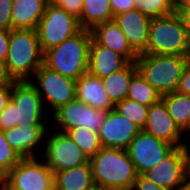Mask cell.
<instances>
[{
  "label": "cell",
  "mask_w": 190,
  "mask_h": 190,
  "mask_svg": "<svg viewBox=\"0 0 190 190\" xmlns=\"http://www.w3.org/2000/svg\"><path fill=\"white\" fill-rule=\"evenodd\" d=\"M12 3L13 0H0V28L12 30Z\"/></svg>",
  "instance_id": "32"
},
{
  "label": "cell",
  "mask_w": 190,
  "mask_h": 190,
  "mask_svg": "<svg viewBox=\"0 0 190 190\" xmlns=\"http://www.w3.org/2000/svg\"><path fill=\"white\" fill-rule=\"evenodd\" d=\"M40 48L46 50L60 45L81 30L78 19L59 6H48L38 24Z\"/></svg>",
  "instance_id": "8"
},
{
  "label": "cell",
  "mask_w": 190,
  "mask_h": 190,
  "mask_svg": "<svg viewBox=\"0 0 190 190\" xmlns=\"http://www.w3.org/2000/svg\"><path fill=\"white\" fill-rule=\"evenodd\" d=\"M189 133V134H188ZM186 135H189V136H186ZM185 142H184V149H185V153L187 155V159H188V162H189V169H190V131H188L186 134H185ZM188 137V138H187ZM187 139V140H186ZM189 141V142H188Z\"/></svg>",
  "instance_id": "42"
},
{
  "label": "cell",
  "mask_w": 190,
  "mask_h": 190,
  "mask_svg": "<svg viewBox=\"0 0 190 190\" xmlns=\"http://www.w3.org/2000/svg\"><path fill=\"white\" fill-rule=\"evenodd\" d=\"M37 30L12 29L5 66L13 81H29L43 64Z\"/></svg>",
  "instance_id": "2"
},
{
  "label": "cell",
  "mask_w": 190,
  "mask_h": 190,
  "mask_svg": "<svg viewBox=\"0 0 190 190\" xmlns=\"http://www.w3.org/2000/svg\"><path fill=\"white\" fill-rule=\"evenodd\" d=\"M2 180H3V178L0 176V186H1Z\"/></svg>",
  "instance_id": "46"
},
{
  "label": "cell",
  "mask_w": 190,
  "mask_h": 190,
  "mask_svg": "<svg viewBox=\"0 0 190 190\" xmlns=\"http://www.w3.org/2000/svg\"><path fill=\"white\" fill-rule=\"evenodd\" d=\"M89 190H112V189H109L108 187L102 185L94 184Z\"/></svg>",
  "instance_id": "44"
},
{
  "label": "cell",
  "mask_w": 190,
  "mask_h": 190,
  "mask_svg": "<svg viewBox=\"0 0 190 190\" xmlns=\"http://www.w3.org/2000/svg\"><path fill=\"white\" fill-rule=\"evenodd\" d=\"M48 129L49 127H34L29 123H21L3 133L13 150L24 159L41 156Z\"/></svg>",
  "instance_id": "14"
},
{
  "label": "cell",
  "mask_w": 190,
  "mask_h": 190,
  "mask_svg": "<svg viewBox=\"0 0 190 190\" xmlns=\"http://www.w3.org/2000/svg\"><path fill=\"white\" fill-rule=\"evenodd\" d=\"M161 97V94L139 72L131 78L126 98L150 106L158 102Z\"/></svg>",
  "instance_id": "26"
},
{
  "label": "cell",
  "mask_w": 190,
  "mask_h": 190,
  "mask_svg": "<svg viewBox=\"0 0 190 190\" xmlns=\"http://www.w3.org/2000/svg\"><path fill=\"white\" fill-rule=\"evenodd\" d=\"M93 185L90 162L54 172L55 190H89Z\"/></svg>",
  "instance_id": "22"
},
{
  "label": "cell",
  "mask_w": 190,
  "mask_h": 190,
  "mask_svg": "<svg viewBox=\"0 0 190 190\" xmlns=\"http://www.w3.org/2000/svg\"><path fill=\"white\" fill-rule=\"evenodd\" d=\"M175 11H190V0H178L175 3Z\"/></svg>",
  "instance_id": "41"
},
{
  "label": "cell",
  "mask_w": 190,
  "mask_h": 190,
  "mask_svg": "<svg viewBox=\"0 0 190 190\" xmlns=\"http://www.w3.org/2000/svg\"><path fill=\"white\" fill-rule=\"evenodd\" d=\"M45 8L43 0H13L12 29L36 30Z\"/></svg>",
  "instance_id": "21"
},
{
  "label": "cell",
  "mask_w": 190,
  "mask_h": 190,
  "mask_svg": "<svg viewBox=\"0 0 190 190\" xmlns=\"http://www.w3.org/2000/svg\"><path fill=\"white\" fill-rule=\"evenodd\" d=\"M114 18L110 0H83V10L78 18L81 29L92 30L96 25Z\"/></svg>",
  "instance_id": "24"
},
{
  "label": "cell",
  "mask_w": 190,
  "mask_h": 190,
  "mask_svg": "<svg viewBox=\"0 0 190 190\" xmlns=\"http://www.w3.org/2000/svg\"><path fill=\"white\" fill-rule=\"evenodd\" d=\"M189 52L190 38L176 11L167 16L152 18L144 53L188 56Z\"/></svg>",
  "instance_id": "5"
},
{
  "label": "cell",
  "mask_w": 190,
  "mask_h": 190,
  "mask_svg": "<svg viewBox=\"0 0 190 190\" xmlns=\"http://www.w3.org/2000/svg\"><path fill=\"white\" fill-rule=\"evenodd\" d=\"M93 182L112 190H131L137 172L127 149L102 147L89 159Z\"/></svg>",
  "instance_id": "1"
},
{
  "label": "cell",
  "mask_w": 190,
  "mask_h": 190,
  "mask_svg": "<svg viewBox=\"0 0 190 190\" xmlns=\"http://www.w3.org/2000/svg\"><path fill=\"white\" fill-rule=\"evenodd\" d=\"M57 6L65 9L78 19L83 10V0H61Z\"/></svg>",
  "instance_id": "34"
},
{
  "label": "cell",
  "mask_w": 190,
  "mask_h": 190,
  "mask_svg": "<svg viewBox=\"0 0 190 190\" xmlns=\"http://www.w3.org/2000/svg\"><path fill=\"white\" fill-rule=\"evenodd\" d=\"M143 130L175 147L184 146L185 134L175 124L162 99L149 106Z\"/></svg>",
  "instance_id": "16"
},
{
  "label": "cell",
  "mask_w": 190,
  "mask_h": 190,
  "mask_svg": "<svg viewBox=\"0 0 190 190\" xmlns=\"http://www.w3.org/2000/svg\"><path fill=\"white\" fill-rule=\"evenodd\" d=\"M113 20L125 34L131 48L137 54L144 53L147 49L152 18L133 9L114 16Z\"/></svg>",
  "instance_id": "17"
},
{
  "label": "cell",
  "mask_w": 190,
  "mask_h": 190,
  "mask_svg": "<svg viewBox=\"0 0 190 190\" xmlns=\"http://www.w3.org/2000/svg\"><path fill=\"white\" fill-rule=\"evenodd\" d=\"M182 20L183 26L190 38V11H176Z\"/></svg>",
  "instance_id": "39"
},
{
  "label": "cell",
  "mask_w": 190,
  "mask_h": 190,
  "mask_svg": "<svg viewBox=\"0 0 190 190\" xmlns=\"http://www.w3.org/2000/svg\"><path fill=\"white\" fill-rule=\"evenodd\" d=\"M11 101L16 105L17 126L29 123L34 127H50L41 96L29 81L12 82Z\"/></svg>",
  "instance_id": "12"
},
{
  "label": "cell",
  "mask_w": 190,
  "mask_h": 190,
  "mask_svg": "<svg viewBox=\"0 0 190 190\" xmlns=\"http://www.w3.org/2000/svg\"><path fill=\"white\" fill-rule=\"evenodd\" d=\"M92 37L101 45L123 55L129 62H135L138 54L128 44L123 31L114 20L96 25Z\"/></svg>",
  "instance_id": "19"
},
{
  "label": "cell",
  "mask_w": 190,
  "mask_h": 190,
  "mask_svg": "<svg viewBox=\"0 0 190 190\" xmlns=\"http://www.w3.org/2000/svg\"><path fill=\"white\" fill-rule=\"evenodd\" d=\"M46 7L48 6H57L61 0H43Z\"/></svg>",
  "instance_id": "43"
},
{
  "label": "cell",
  "mask_w": 190,
  "mask_h": 190,
  "mask_svg": "<svg viewBox=\"0 0 190 190\" xmlns=\"http://www.w3.org/2000/svg\"><path fill=\"white\" fill-rule=\"evenodd\" d=\"M113 16L135 9L134 0H110Z\"/></svg>",
  "instance_id": "35"
},
{
  "label": "cell",
  "mask_w": 190,
  "mask_h": 190,
  "mask_svg": "<svg viewBox=\"0 0 190 190\" xmlns=\"http://www.w3.org/2000/svg\"><path fill=\"white\" fill-rule=\"evenodd\" d=\"M54 173L41 157L24 158L4 177L0 189L50 190Z\"/></svg>",
  "instance_id": "7"
},
{
  "label": "cell",
  "mask_w": 190,
  "mask_h": 190,
  "mask_svg": "<svg viewBox=\"0 0 190 190\" xmlns=\"http://www.w3.org/2000/svg\"><path fill=\"white\" fill-rule=\"evenodd\" d=\"M12 83L0 85V113L6 108L11 100Z\"/></svg>",
  "instance_id": "38"
},
{
  "label": "cell",
  "mask_w": 190,
  "mask_h": 190,
  "mask_svg": "<svg viewBox=\"0 0 190 190\" xmlns=\"http://www.w3.org/2000/svg\"><path fill=\"white\" fill-rule=\"evenodd\" d=\"M76 98L99 110L110 111L115 105L106 93L102 79L89 73L76 80Z\"/></svg>",
  "instance_id": "20"
},
{
  "label": "cell",
  "mask_w": 190,
  "mask_h": 190,
  "mask_svg": "<svg viewBox=\"0 0 190 190\" xmlns=\"http://www.w3.org/2000/svg\"><path fill=\"white\" fill-rule=\"evenodd\" d=\"M13 80L7 73L5 62L0 60V85L12 83Z\"/></svg>",
  "instance_id": "40"
},
{
  "label": "cell",
  "mask_w": 190,
  "mask_h": 190,
  "mask_svg": "<svg viewBox=\"0 0 190 190\" xmlns=\"http://www.w3.org/2000/svg\"><path fill=\"white\" fill-rule=\"evenodd\" d=\"M114 109L118 111L122 116L132 121L141 130L144 129L147 121L149 106L125 98L122 101L117 102L114 105Z\"/></svg>",
  "instance_id": "28"
},
{
  "label": "cell",
  "mask_w": 190,
  "mask_h": 190,
  "mask_svg": "<svg viewBox=\"0 0 190 190\" xmlns=\"http://www.w3.org/2000/svg\"><path fill=\"white\" fill-rule=\"evenodd\" d=\"M10 31L0 28V60L5 62L8 54Z\"/></svg>",
  "instance_id": "37"
},
{
  "label": "cell",
  "mask_w": 190,
  "mask_h": 190,
  "mask_svg": "<svg viewBox=\"0 0 190 190\" xmlns=\"http://www.w3.org/2000/svg\"><path fill=\"white\" fill-rule=\"evenodd\" d=\"M107 113L108 111L96 109L75 98L50 116V126L64 133L76 127H85L98 133Z\"/></svg>",
  "instance_id": "10"
},
{
  "label": "cell",
  "mask_w": 190,
  "mask_h": 190,
  "mask_svg": "<svg viewBox=\"0 0 190 190\" xmlns=\"http://www.w3.org/2000/svg\"><path fill=\"white\" fill-rule=\"evenodd\" d=\"M81 149L85 156L90 159L102 148L97 132L85 127H76L65 132Z\"/></svg>",
  "instance_id": "27"
},
{
  "label": "cell",
  "mask_w": 190,
  "mask_h": 190,
  "mask_svg": "<svg viewBox=\"0 0 190 190\" xmlns=\"http://www.w3.org/2000/svg\"><path fill=\"white\" fill-rule=\"evenodd\" d=\"M91 30L81 29L60 45L48 49L43 55V64L63 76L77 80L88 73Z\"/></svg>",
  "instance_id": "3"
},
{
  "label": "cell",
  "mask_w": 190,
  "mask_h": 190,
  "mask_svg": "<svg viewBox=\"0 0 190 190\" xmlns=\"http://www.w3.org/2000/svg\"><path fill=\"white\" fill-rule=\"evenodd\" d=\"M137 72L135 62H129L123 69L113 72L102 79L104 89L114 104L127 97L131 78Z\"/></svg>",
  "instance_id": "23"
},
{
  "label": "cell",
  "mask_w": 190,
  "mask_h": 190,
  "mask_svg": "<svg viewBox=\"0 0 190 190\" xmlns=\"http://www.w3.org/2000/svg\"><path fill=\"white\" fill-rule=\"evenodd\" d=\"M188 62V56L141 53L135 64L142 77L162 96L177 91Z\"/></svg>",
  "instance_id": "4"
},
{
  "label": "cell",
  "mask_w": 190,
  "mask_h": 190,
  "mask_svg": "<svg viewBox=\"0 0 190 190\" xmlns=\"http://www.w3.org/2000/svg\"><path fill=\"white\" fill-rule=\"evenodd\" d=\"M129 61L121 54L99 44L93 37L89 45L88 73L103 79L123 69Z\"/></svg>",
  "instance_id": "18"
},
{
  "label": "cell",
  "mask_w": 190,
  "mask_h": 190,
  "mask_svg": "<svg viewBox=\"0 0 190 190\" xmlns=\"http://www.w3.org/2000/svg\"><path fill=\"white\" fill-rule=\"evenodd\" d=\"M161 99L179 129L184 134L190 131V95L175 91L162 95Z\"/></svg>",
  "instance_id": "25"
},
{
  "label": "cell",
  "mask_w": 190,
  "mask_h": 190,
  "mask_svg": "<svg viewBox=\"0 0 190 190\" xmlns=\"http://www.w3.org/2000/svg\"><path fill=\"white\" fill-rule=\"evenodd\" d=\"M141 129L115 109L108 111L98 132L102 147L127 149Z\"/></svg>",
  "instance_id": "15"
},
{
  "label": "cell",
  "mask_w": 190,
  "mask_h": 190,
  "mask_svg": "<svg viewBox=\"0 0 190 190\" xmlns=\"http://www.w3.org/2000/svg\"><path fill=\"white\" fill-rule=\"evenodd\" d=\"M16 126V105L10 100L6 108L0 113V131H6Z\"/></svg>",
  "instance_id": "31"
},
{
  "label": "cell",
  "mask_w": 190,
  "mask_h": 190,
  "mask_svg": "<svg viewBox=\"0 0 190 190\" xmlns=\"http://www.w3.org/2000/svg\"><path fill=\"white\" fill-rule=\"evenodd\" d=\"M20 160V156L10 146L3 131H0V176L3 178Z\"/></svg>",
  "instance_id": "30"
},
{
  "label": "cell",
  "mask_w": 190,
  "mask_h": 190,
  "mask_svg": "<svg viewBox=\"0 0 190 190\" xmlns=\"http://www.w3.org/2000/svg\"><path fill=\"white\" fill-rule=\"evenodd\" d=\"M0 190H17V189H0ZM50 190H55V187L51 188Z\"/></svg>",
  "instance_id": "45"
},
{
  "label": "cell",
  "mask_w": 190,
  "mask_h": 190,
  "mask_svg": "<svg viewBox=\"0 0 190 190\" xmlns=\"http://www.w3.org/2000/svg\"><path fill=\"white\" fill-rule=\"evenodd\" d=\"M49 127L41 158L54 172L71 169L89 162L77 144L64 132ZM52 131V132H51Z\"/></svg>",
  "instance_id": "9"
},
{
  "label": "cell",
  "mask_w": 190,
  "mask_h": 190,
  "mask_svg": "<svg viewBox=\"0 0 190 190\" xmlns=\"http://www.w3.org/2000/svg\"><path fill=\"white\" fill-rule=\"evenodd\" d=\"M131 190H171V189L161 187L153 183L143 174H138L136 179L134 180Z\"/></svg>",
  "instance_id": "33"
},
{
  "label": "cell",
  "mask_w": 190,
  "mask_h": 190,
  "mask_svg": "<svg viewBox=\"0 0 190 190\" xmlns=\"http://www.w3.org/2000/svg\"><path fill=\"white\" fill-rule=\"evenodd\" d=\"M176 147L141 130L127 148L137 174H144Z\"/></svg>",
  "instance_id": "13"
},
{
  "label": "cell",
  "mask_w": 190,
  "mask_h": 190,
  "mask_svg": "<svg viewBox=\"0 0 190 190\" xmlns=\"http://www.w3.org/2000/svg\"><path fill=\"white\" fill-rule=\"evenodd\" d=\"M143 175L161 187L171 190H188L190 169L184 147H176L161 162Z\"/></svg>",
  "instance_id": "11"
},
{
  "label": "cell",
  "mask_w": 190,
  "mask_h": 190,
  "mask_svg": "<svg viewBox=\"0 0 190 190\" xmlns=\"http://www.w3.org/2000/svg\"><path fill=\"white\" fill-rule=\"evenodd\" d=\"M135 9L150 18L167 16L175 11L173 0H134Z\"/></svg>",
  "instance_id": "29"
},
{
  "label": "cell",
  "mask_w": 190,
  "mask_h": 190,
  "mask_svg": "<svg viewBox=\"0 0 190 190\" xmlns=\"http://www.w3.org/2000/svg\"><path fill=\"white\" fill-rule=\"evenodd\" d=\"M29 82L41 96L49 118L61 106L76 98V80L63 76L44 64L36 70Z\"/></svg>",
  "instance_id": "6"
},
{
  "label": "cell",
  "mask_w": 190,
  "mask_h": 190,
  "mask_svg": "<svg viewBox=\"0 0 190 190\" xmlns=\"http://www.w3.org/2000/svg\"><path fill=\"white\" fill-rule=\"evenodd\" d=\"M177 92L190 95V63L186 65L177 88Z\"/></svg>",
  "instance_id": "36"
}]
</instances>
